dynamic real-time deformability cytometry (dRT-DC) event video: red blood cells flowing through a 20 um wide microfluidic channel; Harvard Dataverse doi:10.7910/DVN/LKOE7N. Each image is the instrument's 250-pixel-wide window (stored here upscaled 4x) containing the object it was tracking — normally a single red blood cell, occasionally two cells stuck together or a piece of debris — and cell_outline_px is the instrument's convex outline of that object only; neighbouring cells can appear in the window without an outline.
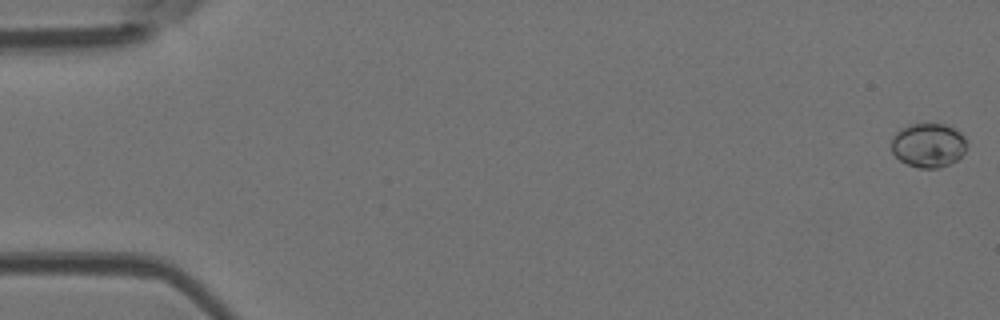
{"species": "Egyptian fruit bat (a non-hibernating species)", "species_latin": "Rousettus aegyptiacus", "temperature_condition": "room temperature", "stored_images_in_passage": 49, "camera_frame_rate_fps": 3000, "um_per_image_px": 0.085, "animal": {"sex": "female"}, "frame": {"image": 1, "passage_image": 1, "time_ms": 0.0, "image_size_px": [1000, 320], "cell_outline_px": [[964, 152], [956, 160], [940, 168], [920, 168], [908, 164], [900, 160], [892, 152], [892, 136], [900, 128], [908, 124], [944, 124], [960, 132], [964, 136]], "centroid_in_image_um": [78.86, 12.34], "position_along_channel_um": 6.1, "area_um2": 19.19}}
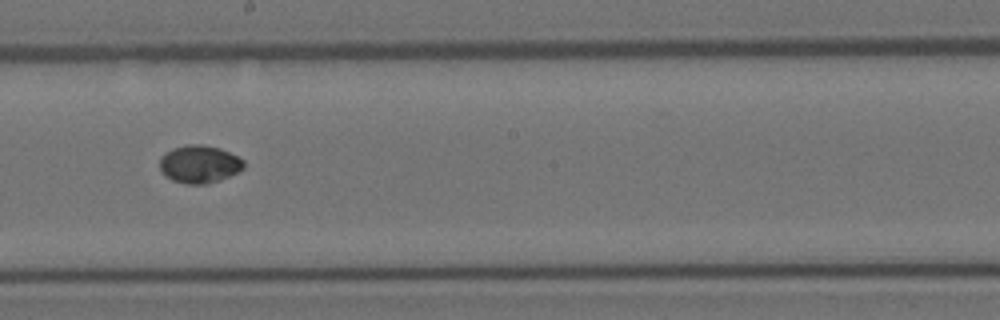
{"frame": {"image": 2, "passage_image": 28, "time_ms": 9.0, "image_size_px": [1000, 320], "cell_outline_px": [[244, 168], [220, 180], [208, 184], [184, 184], [172, 180], [164, 176], [160, 168], [160, 156], [172, 148], [188, 144], [200, 144], [220, 148], [244, 160]], "centroid_in_image_um": [16.91, 13.96], "position_along_channel_um": 231.3, "area_um2": 18.55}}
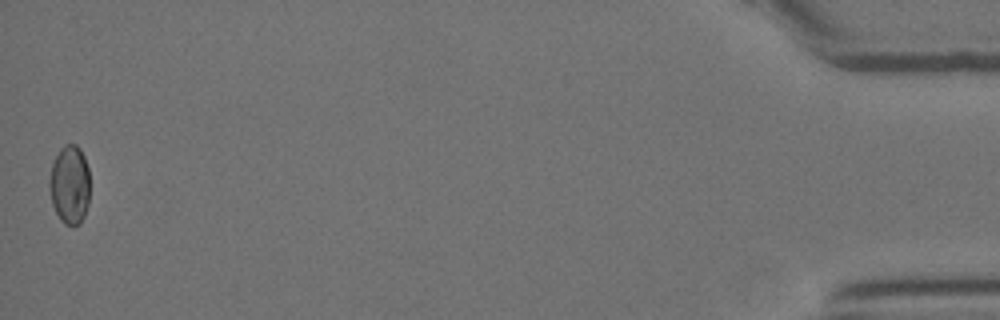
{"frame": {"image": 3, "passage_image": 49, "time_ms": 16.0, "image_size_px": [1000, 320], "cell_outline_px": [[88, 204], [84, 216], [80, 224], [72, 228], [64, 224], [60, 220], [52, 204], [48, 184], [52, 164], [60, 148], [64, 144], [76, 144], [80, 148], [84, 156], [88, 168]], "centroid_in_image_um": [5.91, 15.72], "position_along_channel_um": 429.3, "area_um2": 18.79}}